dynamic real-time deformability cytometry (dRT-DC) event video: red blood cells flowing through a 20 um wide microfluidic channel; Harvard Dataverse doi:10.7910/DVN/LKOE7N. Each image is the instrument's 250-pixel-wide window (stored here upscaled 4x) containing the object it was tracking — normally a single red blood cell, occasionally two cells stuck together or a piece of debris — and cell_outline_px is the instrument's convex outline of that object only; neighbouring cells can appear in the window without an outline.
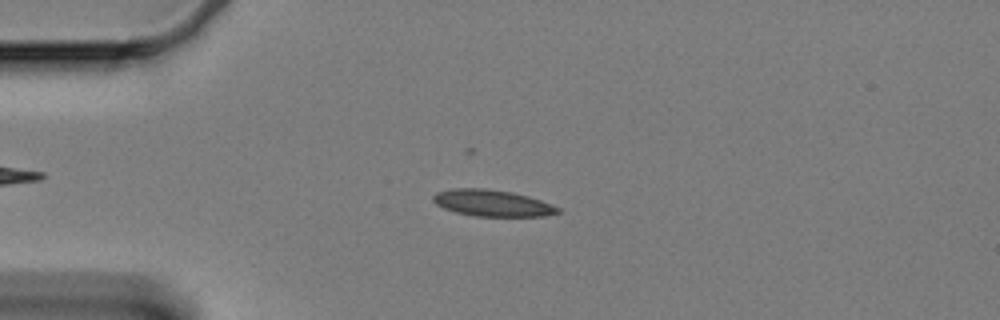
{"species": "Egyptian fruit bat (a non-hibernating species)", "species_latin": "Rousettus aegyptiacus", "temperature_condition": "cold", "stored_images_in_passage": 53, "camera_frame_rate_fps": 3000, "um_per_image_px": 0.085, "animal": {"sex": "female"}, "frame": {"image": 1, "passage_image": 13, "time_ms": 4.0, "image_size_px": [1000, 320], "cell_outline_px": [[560, 212], [544, 216], [476, 216], [456, 212], [444, 208], [436, 204], [432, 200], [432, 196], [436, 192], [452, 188], [484, 188], [512, 192], [528, 196], [540, 200], [560, 208]], "centroid_in_image_um": [41.81, 17.25], "position_along_channel_um": 43.2, "area_um2": 19.19}}
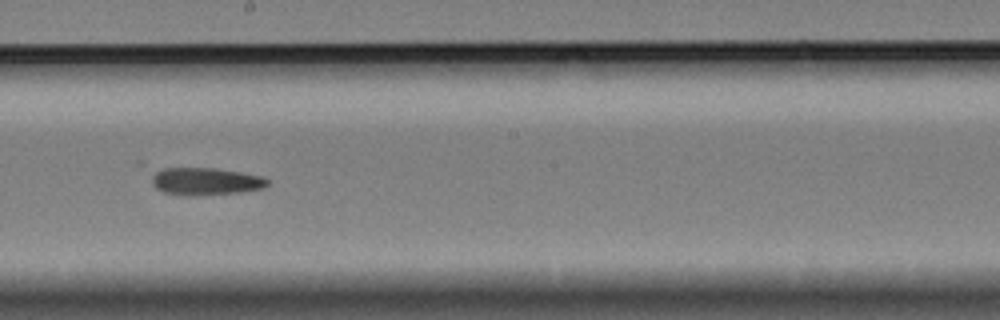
{"frame": {"image": 2, "passage_image": 32, "time_ms": 10.333, "image_size_px": [1000, 320], "cell_outline_px": [[268, 184], [260, 188], [240, 192], [192, 196], [188, 196], [164, 192], [156, 188], [152, 184], [152, 176], [156, 172], [164, 168], [212, 168], [240, 172], [260, 176], [268, 180]], "centroid_in_image_um": [17.43, 15.42], "position_along_channel_um": 230.8, "area_um2": 18.21}}
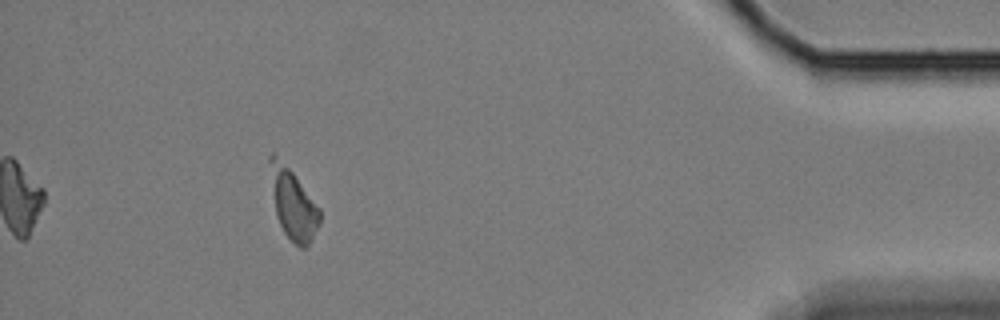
{"frame": {"image": 3, "passage_image": 53, "time_ms": 17.333, "image_size_px": [1000, 320], "cell_outline_px": [[320, 224], [308, 244], [304, 248], [300, 248], [284, 232], [276, 216], [268, 160], [268, 156], [272, 152], [292, 172], [320, 208]], "centroid_in_image_um": [24.91, 17.34], "position_along_channel_um": 410.3, "area_um2": 19.83}}